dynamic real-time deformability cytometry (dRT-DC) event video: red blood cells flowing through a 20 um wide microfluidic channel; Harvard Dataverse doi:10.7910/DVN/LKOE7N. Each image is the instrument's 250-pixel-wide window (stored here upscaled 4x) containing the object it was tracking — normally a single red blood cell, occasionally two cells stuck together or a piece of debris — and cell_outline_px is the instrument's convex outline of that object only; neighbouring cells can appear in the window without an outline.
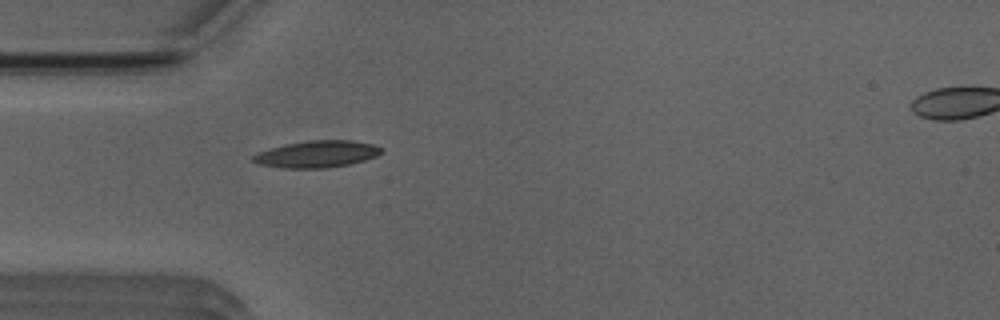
{"species": "Egyptian fruit bat (a non-hibernating species)", "species_latin": "Rousettus aegyptiacus", "temperature_condition": "room temperature", "stored_images_in_passage": 38, "camera_frame_rate_fps": 3000, "um_per_image_px": 0.085, "animal": {"sex": "male"}, "frame": {"image": 1, "passage_image": 1, "time_ms": 0.0, "image_size_px": [1000, 320], "cell_outline_px": [[384, 152], [376, 156], [364, 160], [348, 164], [324, 168], [284, 168], [260, 164], [252, 160], [252, 156], [260, 152], [284, 144], [308, 140], [352, 140], [372, 144], [384, 148]], "centroid_in_image_um": [26.98, 13.09], "position_along_channel_um": 58.0, "area_um2": 19.94}}
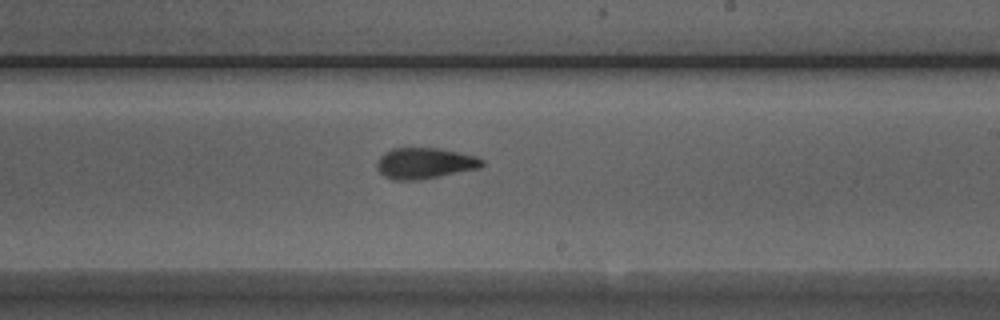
{"frame": {"image": 2, "passage_image": 16, "time_ms": 5.0, "image_size_px": [1000, 320], "cell_outline_px": [[484, 164], [480, 168], [420, 180], [396, 180], [384, 176], [376, 168], [376, 160], [384, 152], [392, 148], [440, 148], [476, 156], [484, 160]], "centroid_in_image_um": [36.09, 13.87], "position_along_channel_um": 252.9, "area_um2": 19.13}}
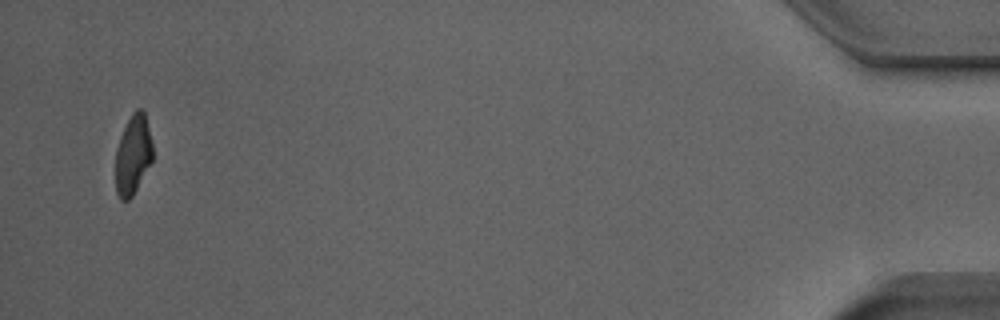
{"frame": {"image": 3, "passage_image": 36, "time_ms": 11.667, "image_size_px": [1000, 320], "cell_outline_px": [[152, 160], [132, 196], [128, 200], [120, 200], [116, 192], [116, 148], [120, 136], [132, 112], [136, 108], [140, 108], [144, 112], [152, 144]], "centroid_in_image_um": [11.29, 13.15], "position_along_channel_um": 423.9, "area_um2": 16.94}, "authors_computed_cell_mechanics": {"area_um2": 18.8139, "velocity_mm_per_s": 3.9503, "shape_relaxation_time_tau1_ms": 4.5645, "shape_relaxation_time_tau2_ms": 1.3289, "deformation_change_tau1": 0.1884, "deformation_change_tau2": 0.0893}}